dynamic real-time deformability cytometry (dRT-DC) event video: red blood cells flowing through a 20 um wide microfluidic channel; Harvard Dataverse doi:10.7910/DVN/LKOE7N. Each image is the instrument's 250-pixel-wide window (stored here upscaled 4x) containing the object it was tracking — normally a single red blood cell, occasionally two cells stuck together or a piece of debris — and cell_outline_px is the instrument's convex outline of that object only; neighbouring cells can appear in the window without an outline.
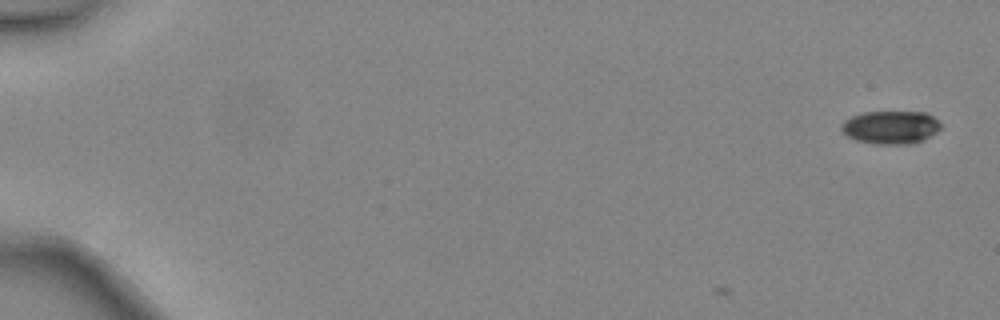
{"species": "common noctule bat (a hibernating species)", "species_latin": "Nyctalus noctula", "temperature_condition": "warm", "stored_images_in_passage": 4, "camera_frame_rate_fps": 3000, "um_per_image_px": 0.085, "animal": {"sex": "female", "body_mass_g": 24.6, "forearm_length_mm": 56.2}, "frame": {"image": 1, "passage_image": 1, "time_ms": 0.0, "image_size_px": [1000, 320], "cell_outline_px": [[940, 128], [936, 132], [924, 140], [912, 144], [872, 144], [856, 140], [848, 136], [840, 128], [840, 124], [844, 120], [852, 116], [864, 112], [924, 112], [932, 116], [940, 124]], "centroid_in_image_um": [75.68, 10.83], "position_along_channel_um": 9.3, "area_um2": 19.19}}
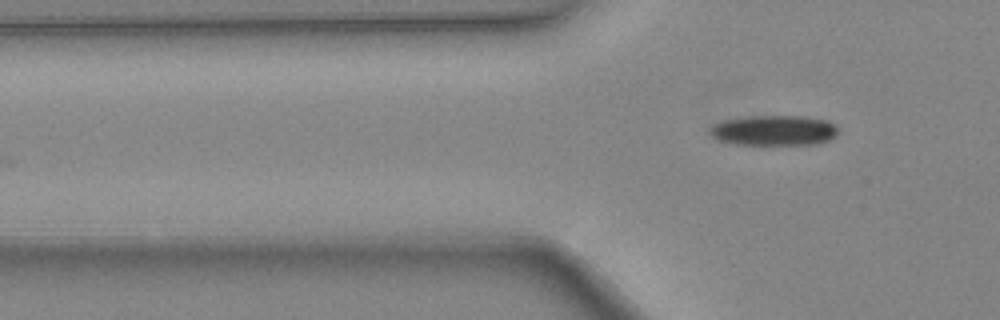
{"frame": {"image": 2, "passage_image": 4, "time_ms": 1.0, "image_size_px": [1000, 320], "cell_outline_px": [[840, 128], [836, 136], [832, 140], [816, 144], [736, 144], [716, 140], [708, 132], [708, 128], [712, 124], [724, 120], [748, 116], [804, 116], [828, 120], [836, 124]], "centroid_in_image_um": [65.81, 11.08], "position_along_channel_um": 60.0, "area_um2": 23.06}}